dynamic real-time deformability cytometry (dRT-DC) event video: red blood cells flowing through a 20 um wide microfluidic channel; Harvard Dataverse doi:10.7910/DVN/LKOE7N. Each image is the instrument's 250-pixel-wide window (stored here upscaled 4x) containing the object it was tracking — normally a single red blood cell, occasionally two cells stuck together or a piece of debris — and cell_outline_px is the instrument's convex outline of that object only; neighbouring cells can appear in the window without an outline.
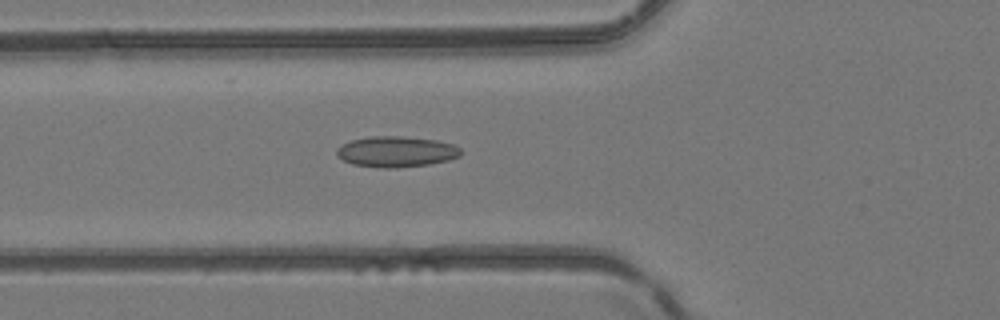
{"species": "common noctule bat (a hibernating species)", "species_latin": "Nyctalus noctula", "temperature_condition": "room temperature", "stored_images_in_passage": 49, "camera_frame_rate_fps": 3000, "um_per_image_px": 0.085, "animal": {"sex": "female", "body_mass_g": 24.6, "forearm_length_mm": 56.2}, "frame": {"image": 1, "passage_image": 18, "time_ms": 5.667, "image_size_px": [1000, 320], "cell_outline_px": [[460, 156], [448, 160], [428, 164], [396, 168], [380, 168], [352, 164], [344, 160], [336, 152], [336, 148], [352, 140], [372, 136], [404, 136], [436, 140], [452, 144], [460, 148]], "centroid_in_image_um": [33.69, 12.89], "position_along_channel_um": 92.1, "area_um2": 22.08}}
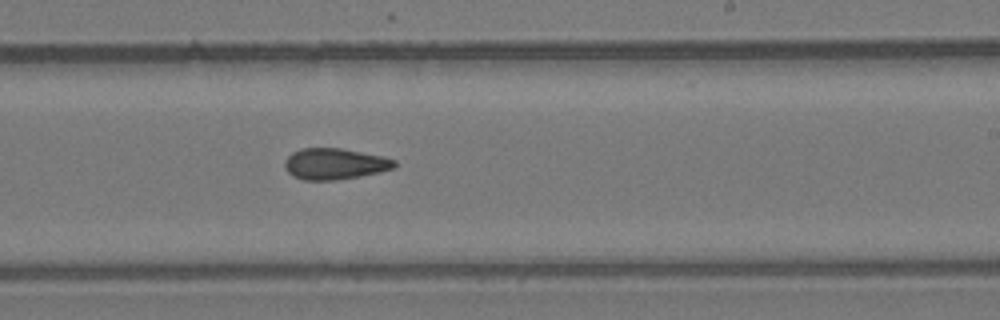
{"frame": {"image": 2, "passage_image": 30, "time_ms": 9.667, "image_size_px": [1000, 320], "cell_outline_px": [[396, 164], [392, 168], [360, 176], [336, 180], [304, 180], [292, 176], [284, 168], [284, 160], [292, 152], [300, 148], [340, 148], [384, 156], [396, 160]], "centroid_in_image_um": [28.4, 13.92], "position_along_channel_um": 260.6, "area_um2": 19.94}}
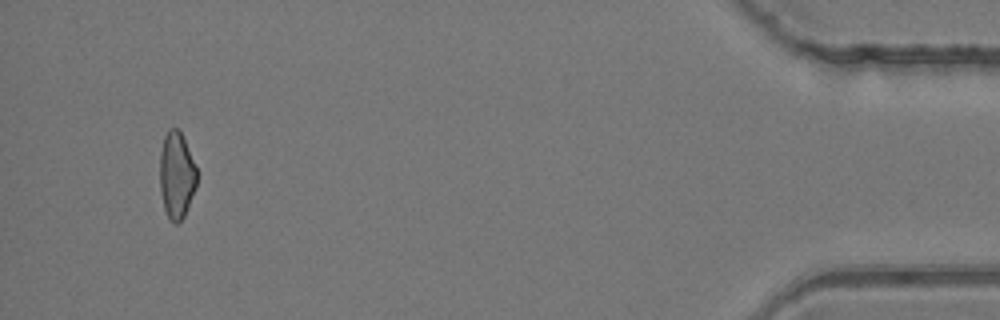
{"frame": {"image": 3, "passage_image": 47, "time_ms": 15.333, "image_size_px": [1000, 320], "cell_outline_px": [[196, 188], [184, 216], [176, 224], [172, 224], [168, 220], [164, 208], [160, 192], [160, 152], [164, 136], [168, 128], [176, 128], [180, 132], [184, 140], [196, 168]], "centroid_in_image_um": [14.98, 14.93], "position_along_channel_um": 420.2, "area_um2": 18.67}, "authors_computed_cell_mechanics": {"area_um2": 20.0566, "velocity_mm_per_s": 4.1904, "shape_relaxation_time_tau1_ms": null, "shape_relaxation_time_tau2_ms": 3.8961, "deformation_change_tau1": null, "deformation_change_tau2": 0.1181}}